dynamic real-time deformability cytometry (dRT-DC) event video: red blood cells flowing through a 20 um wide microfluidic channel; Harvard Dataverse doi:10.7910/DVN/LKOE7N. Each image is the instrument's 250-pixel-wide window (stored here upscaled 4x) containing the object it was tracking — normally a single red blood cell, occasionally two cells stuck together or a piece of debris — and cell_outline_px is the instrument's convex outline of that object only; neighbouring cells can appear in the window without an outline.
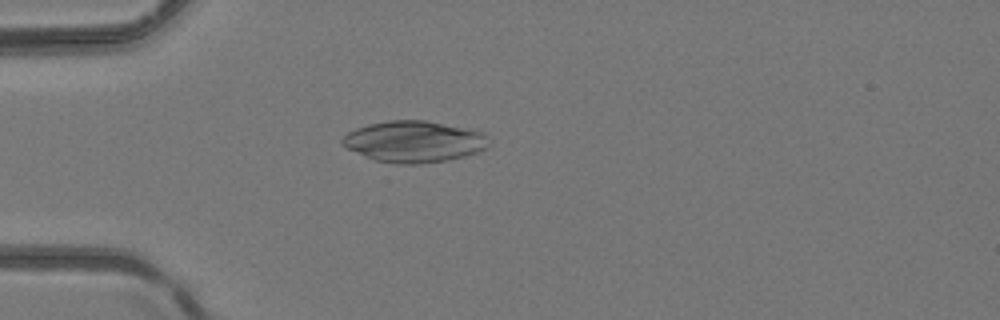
{"species": "common noctule bat (a hibernating species)", "species_latin": "Nyctalus noctula", "temperature_condition": "room temperature", "stored_images_in_passage": 41, "camera_frame_rate_fps": 3000, "um_per_image_px": 0.085, "animal": {"sex": "female", "body_mass_g": 24.6, "forearm_length_mm": 56.2}, "frame": {"image": 1, "passage_image": 7, "time_ms": 2.0, "image_size_px": [1000, 320], "cell_outline_px": [[492, 140], [488, 148], [464, 156], [444, 160], [420, 164], [400, 164], [376, 160], [348, 148], [340, 144], [340, 140], [348, 132], [356, 128], [368, 124], [388, 120], [424, 120], [484, 132]], "centroid_in_image_um": [35.22, 12.02], "position_along_channel_um": 49.8, "area_um2": 35.2}}
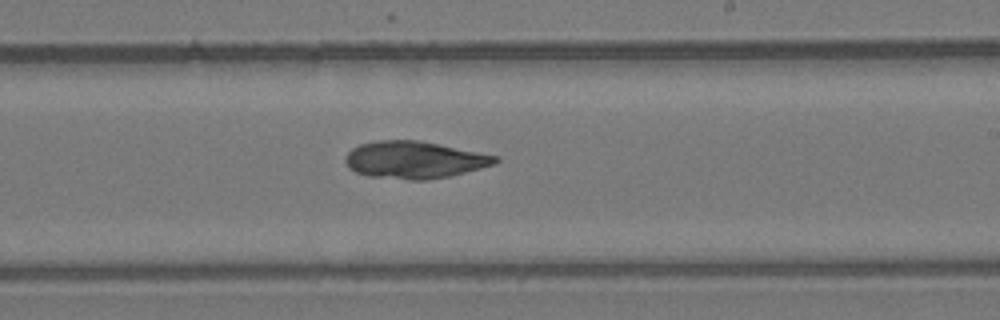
{"frame": {"image": 2, "passage_image": 22, "time_ms": 7.0, "image_size_px": [1000, 320], "cell_outline_px": [[500, 160], [496, 164], [448, 176], [428, 180], [408, 180], [368, 176], [356, 172], [348, 168], [344, 160], [344, 156], [352, 148], [360, 144], [380, 140], [420, 140], [500, 156]], "centroid_in_image_um": [35.22, 13.58], "position_along_channel_um": 253.8, "area_um2": 32.71}}
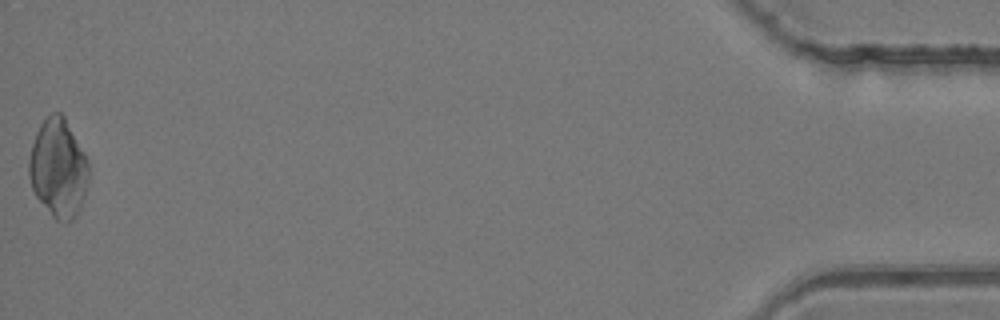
{"frame": {"image": 3, "passage_image": 41, "time_ms": 13.333, "image_size_px": [1000, 320], "cell_outline_px": [[88, 180], [84, 196], [80, 208], [76, 216], [72, 220], [64, 224], [56, 220], [52, 216], [36, 196], [32, 188], [28, 176], [28, 160], [32, 144], [36, 132], [40, 124], [52, 112], [60, 112], [64, 116], [84, 152], [88, 160]], "centroid_in_image_um": [4.94, 14.31], "position_along_channel_um": 430.3, "area_um2": 34.33}}